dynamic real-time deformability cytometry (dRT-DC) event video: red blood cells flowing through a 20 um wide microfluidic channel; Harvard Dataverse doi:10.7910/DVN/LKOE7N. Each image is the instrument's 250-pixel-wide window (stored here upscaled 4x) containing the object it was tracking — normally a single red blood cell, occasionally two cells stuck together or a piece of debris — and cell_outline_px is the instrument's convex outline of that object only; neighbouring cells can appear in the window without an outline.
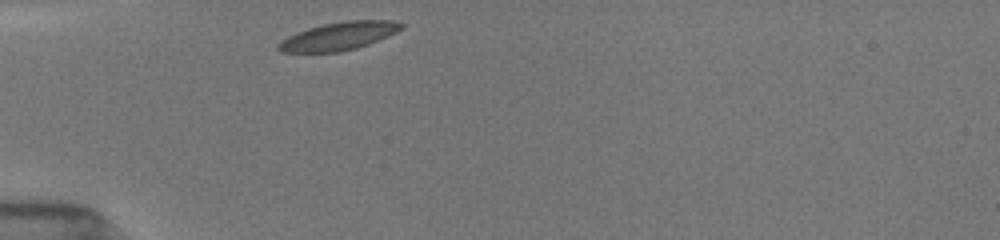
{"species": "common noctule bat (a hibernating species)", "species_latin": "Nyctalus noctula", "temperature_condition": "room temperature", "stored_images_in_passage": 30, "camera_frame_rate_fps": 3000, "um_per_image_px": 0.085, "animal": {"sex": "female", "body_mass_g": 19.5, "forearm_length_mm": 54.1}, "frame": {"image": 1, "passage_image": 1, "time_ms": 0.0, "image_size_px": [1000, 240], "cell_outline_px": [[404, 24], [396, 32], [388, 36], [368, 44], [356, 48], [340, 52], [280, 52], [276, 48], [276, 44], [280, 40], [296, 32], [308, 28], [324, 24], [344, 20], [392, 20]], "centroid_in_image_um": [28.75, 3.07], "position_along_channel_um": 56.3, "area_um2": 20.11}}
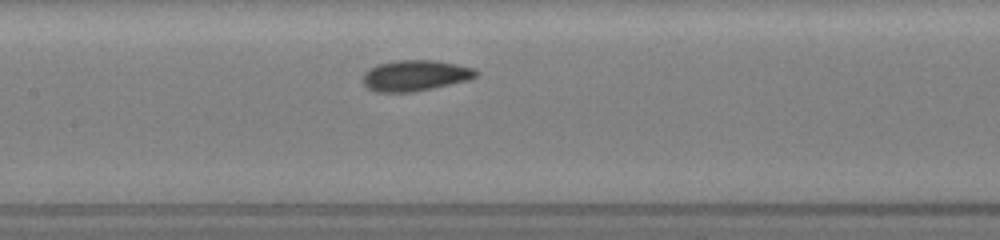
{"frame": {"image": 2, "passage_image": 11, "time_ms": 3.333, "image_size_px": [1000, 240], "cell_outline_px": [[480, 76], [468, 80], [432, 88], [412, 92], [376, 92], [368, 88], [364, 84], [364, 72], [380, 64], [400, 60], [432, 60], [456, 64], [472, 68], [480, 72]], "centroid_in_image_um": [35.34, 6.43], "position_along_channel_um": 172.1, "area_um2": 20.11}}
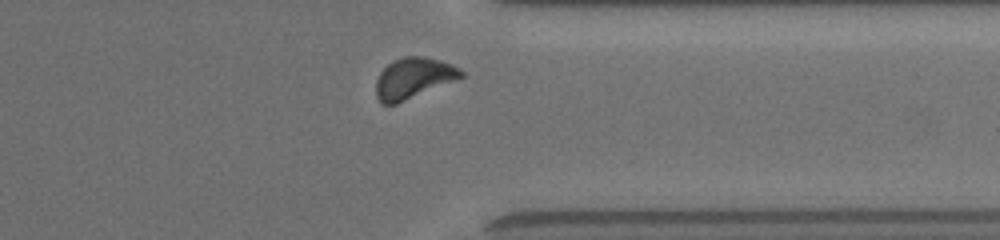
{"frame": {"image": 3, "passage_image": 27, "time_ms": 8.667, "image_size_px": [1000, 240], "cell_outline_px": [[464, 76], [456, 80], [396, 104], [380, 104], [376, 96], [376, 80], [380, 72], [392, 60], [404, 56], [424, 56], [440, 60], [452, 64], [460, 68], [464, 72]], "centroid_in_image_um": [35.14, 6.63], "position_along_channel_um": 376.3, "area_um2": 20.35}, "authors_computed_cell_mechanics": {"area_um2": 19.9988, "velocity_mm_per_s": 3.8542, "shape_relaxation_time_tau1_ms": 1.8235, "shape_relaxation_time_tau2_ms": 1.0819, "deformation_change_tau1": 0.102, "deformation_change_tau2": 0.0552}}